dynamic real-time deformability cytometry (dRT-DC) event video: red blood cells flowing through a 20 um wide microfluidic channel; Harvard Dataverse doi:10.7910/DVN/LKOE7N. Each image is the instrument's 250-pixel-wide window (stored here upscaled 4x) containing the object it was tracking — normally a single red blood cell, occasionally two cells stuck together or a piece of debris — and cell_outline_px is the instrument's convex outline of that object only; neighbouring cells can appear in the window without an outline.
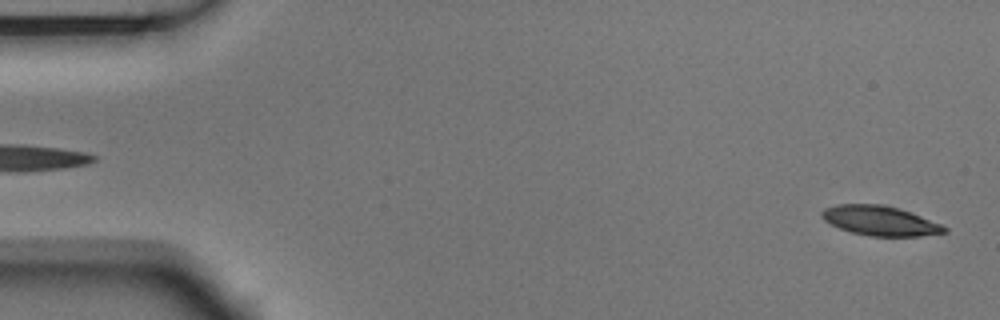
{"species": "Egyptian fruit bat (a non-hibernating species)", "species_latin": "Rousettus aegyptiacus", "temperature_condition": "room temperature", "stored_images_in_passage": 4, "segment_of_instrument_passage": [2, 2], "camera_frame_rate_fps": 3000, "um_per_image_px": 0.085, "animal": {"sex": "male"}, "frame": {"image": 1, "passage_image": 4, "time_ms": 1.0, "image_size_px": [1000, 320], "cell_outline_px": [[948, 232], [920, 236], [868, 236], [852, 232], [840, 228], [824, 220], [820, 216], [820, 212], [824, 208], [836, 204], [880, 204], [896, 208], [920, 216], [940, 224], [948, 228]], "centroid_in_image_um": [74.77, 18.76], "position_along_channel_um": 10.2, "area_um2": 20.98}}